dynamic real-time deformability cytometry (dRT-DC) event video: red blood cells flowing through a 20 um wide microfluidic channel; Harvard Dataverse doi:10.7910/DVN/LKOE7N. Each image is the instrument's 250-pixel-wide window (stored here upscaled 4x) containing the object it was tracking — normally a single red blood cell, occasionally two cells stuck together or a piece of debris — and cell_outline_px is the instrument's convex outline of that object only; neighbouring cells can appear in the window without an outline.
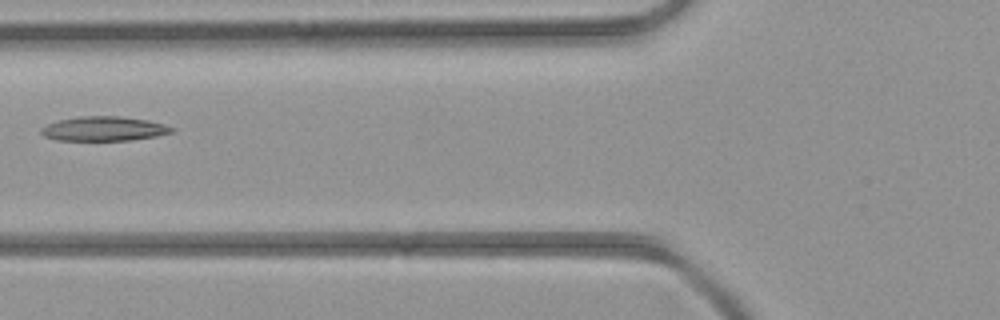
{"species": "common noctule bat (a hibernating species)", "species_latin": "Nyctalus noctula", "temperature_condition": "room temperature", "stored_images_in_passage": 6, "camera_frame_rate_fps": 3000, "um_per_image_px": 0.085, "animal": {"sex": "female", "body_mass_g": 21.9}, "frame": {"image": 1, "passage_image": 6, "time_ms": 5.667, "image_size_px": [1000, 320], "cell_outline_px": [[176, 128], [172, 132], [156, 136], [128, 140], [56, 140], [44, 136], [40, 132], [40, 128], [48, 124], [60, 120], [80, 116], [120, 116], [148, 120], [164, 124]], "centroid_in_image_um": [8.83, 10.94], "position_along_channel_um": 117.0, "area_um2": 18.5}}